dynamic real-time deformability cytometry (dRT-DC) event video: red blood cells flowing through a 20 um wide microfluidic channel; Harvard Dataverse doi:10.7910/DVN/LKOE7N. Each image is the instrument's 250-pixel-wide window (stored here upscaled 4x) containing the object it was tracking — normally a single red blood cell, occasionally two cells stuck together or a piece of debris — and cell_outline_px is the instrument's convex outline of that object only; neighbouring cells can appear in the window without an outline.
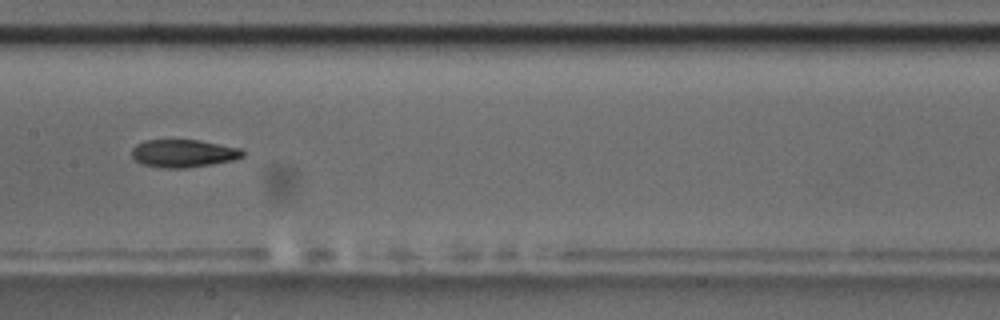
{"species": "common noctule bat (a hibernating species)", "species_latin": "Nyctalus noctula", "temperature_condition": "room temperature", "stored_images_in_passage": 8, "camera_frame_rate_fps": 3000, "um_per_image_px": 0.085, "animal": {"sex": "male", "body_mass_g": 17.5, "forearm_length_mm": 52.3}, "frame": {"image": 1, "passage_image": 5, "time_ms": 4.667, "image_size_px": [1000, 320], "cell_outline_px": [[244, 156], [232, 160], [212, 164], [184, 168], [164, 168], [144, 164], [136, 160], [132, 156], [132, 148], [136, 144], [144, 140], [200, 140], [240, 148], [244, 152]], "centroid_in_image_um": [15.59, 13.03], "position_along_channel_um": 191.8, "area_um2": 17.86}}